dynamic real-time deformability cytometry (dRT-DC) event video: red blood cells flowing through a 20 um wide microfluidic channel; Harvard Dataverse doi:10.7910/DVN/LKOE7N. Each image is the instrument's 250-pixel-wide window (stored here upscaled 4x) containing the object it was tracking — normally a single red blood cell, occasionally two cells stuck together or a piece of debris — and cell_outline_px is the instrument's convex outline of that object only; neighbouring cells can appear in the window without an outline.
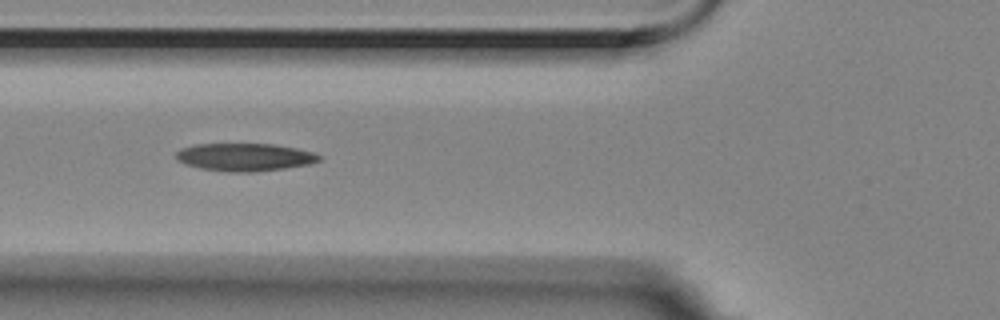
{"species": "Egyptian fruit bat (a non-hibernating species)", "species_latin": "Rousettus aegyptiacus", "temperature_condition": "room temperature", "stored_images_in_passage": 10, "segment_of_instrument_passage": [1, 2], "camera_frame_rate_fps": 3000, "um_per_image_px": 0.085, "animal": {"sex": "female"}, "frame": {"image": 1, "passage_image": 2, "time_ms": 0.333, "image_size_px": [1000, 320], "cell_outline_px": [[324, 156], [320, 160], [308, 164], [284, 168], [256, 172], [228, 172], [200, 168], [184, 164], [176, 160], [176, 152], [180, 148], [196, 144], [276, 144], [296, 148], [312, 152]], "centroid_in_image_um": [20.78, 13.35], "position_along_channel_um": 105.0, "area_um2": 23.29}}
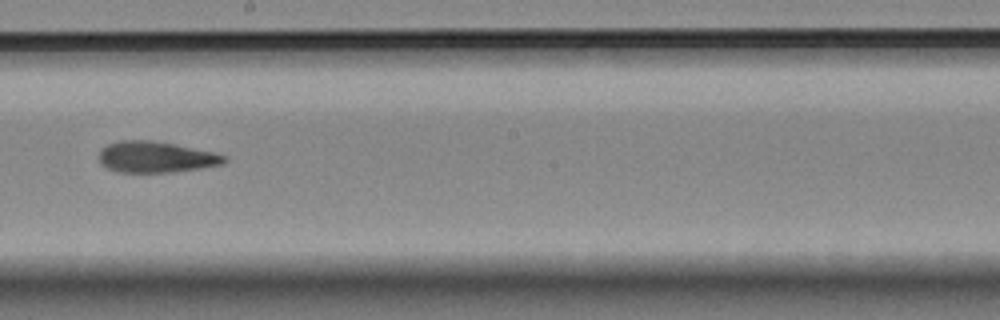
{"frame": {"image": 2, "passage_image": 5, "time_ms": 1.333, "image_size_px": [1000, 320], "cell_outline_px": [[228, 160], [224, 164], [200, 168], [168, 172], [120, 172], [108, 168], [100, 164], [100, 148], [108, 144], [120, 140], [152, 140], [212, 152], [224, 156]], "centroid_in_image_um": [13.21, 13.34], "position_along_channel_um": 235.0, "area_um2": 22.43}}
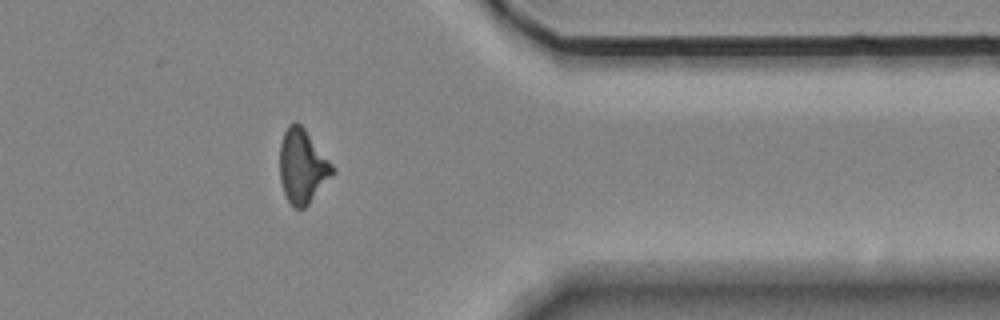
{"frame": {"image": 3, "passage_image": 9, "time_ms": 2.667, "image_size_px": [1000, 320], "cell_outline_px": [[336, 172], [308, 204], [304, 208], [296, 208], [288, 200], [284, 192], [280, 180], [280, 144], [284, 132], [288, 124], [292, 120], [296, 120], [304, 128], [336, 168]], "centroid_in_image_um": [25.72, 14.1], "position_along_channel_um": 385.7, "area_um2": 22.77}}